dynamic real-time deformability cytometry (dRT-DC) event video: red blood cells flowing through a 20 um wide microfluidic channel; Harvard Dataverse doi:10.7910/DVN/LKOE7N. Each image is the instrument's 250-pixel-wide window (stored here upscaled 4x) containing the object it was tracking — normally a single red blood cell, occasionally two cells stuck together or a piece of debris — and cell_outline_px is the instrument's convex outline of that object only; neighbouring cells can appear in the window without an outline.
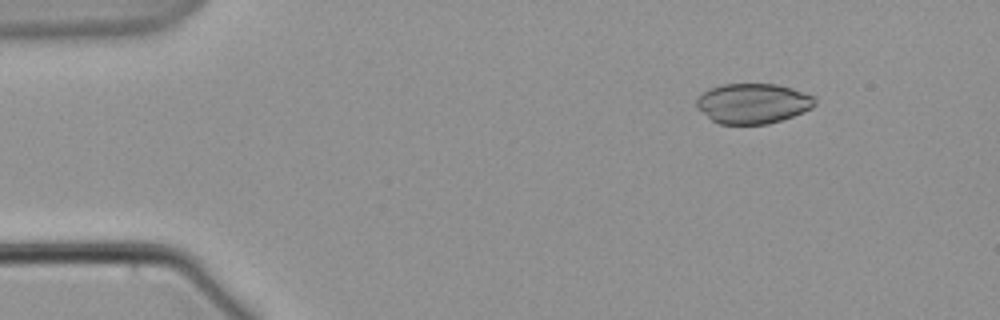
{"species": "common noctule bat (a hibernating species)", "species_latin": "Nyctalus noctula", "temperature_condition": "warm", "stored_images_in_passage": 13, "camera_frame_rate_fps": 3000, "um_per_image_px": 0.085, "animal": {"sex": "male", "body_mass_g": 21.5, "forearm_length_mm": 52.0}, "frame": {"image": 1, "passage_image": 3, "time_ms": 2.667, "image_size_px": [1000, 320], "cell_outline_px": [[816, 104], [812, 108], [804, 112], [768, 124], [720, 124], [712, 120], [696, 104], [696, 100], [704, 92], [712, 88], [724, 84], [776, 84], [792, 88], [816, 96]], "centroid_in_image_um": [64.07, 8.79], "position_along_channel_um": 20.9, "area_um2": 27.46}}
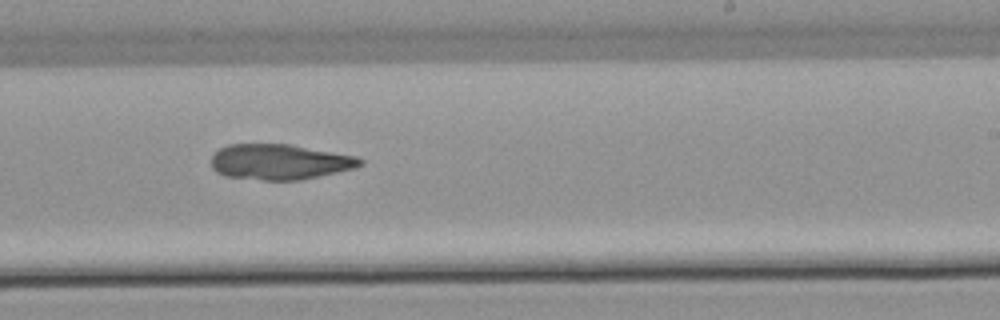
{"frame": {"image": 2, "passage_image": 11, "time_ms": 13.0, "image_size_px": [1000, 320], "cell_outline_px": [[364, 164], [356, 168], [300, 180], [264, 180], [224, 176], [216, 172], [212, 168], [212, 156], [220, 148], [228, 144], [288, 144], [356, 156], [364, 160]], "centroid_in_image_um": [23.78, 13.76], "position_along_channel_um": 265.2, "area_um2": 30.75}}